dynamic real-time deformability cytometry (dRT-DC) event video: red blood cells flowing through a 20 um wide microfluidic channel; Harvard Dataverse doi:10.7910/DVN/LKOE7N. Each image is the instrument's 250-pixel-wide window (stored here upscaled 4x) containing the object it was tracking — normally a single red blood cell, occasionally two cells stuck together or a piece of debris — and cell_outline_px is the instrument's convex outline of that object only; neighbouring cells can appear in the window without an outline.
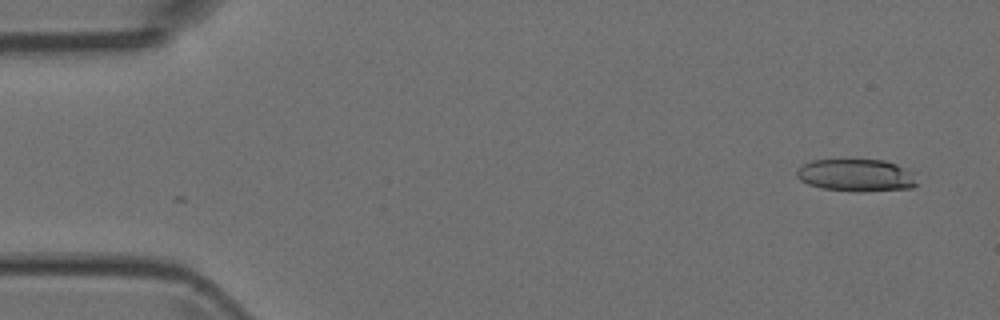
{"species": "Egyptian fruit bat (a non-hibernating species)", "species_latin": "Rousettus aegyptiacus", "temperature_condition": "room temperature", "stored_images_in_passage": 2, "camera_frame_rate_fps": 3000, "um_per_image_px": 0.085, "animal": {"sex": "female"}, "frame": {"image": 1, "passage_image": 1, "time_ms": 0.0, "image_size_px": [1000, 320], "cell_outline_px": [[916, 184], [912, 188], [864, 192], [852, 192], [820, 188], [808, 184], [800, 180], [796, 176], [796, 172], [804, 164], [812, 160], [852, 156], [884, 160], [896, 164], [912, 172]], "centroid_in_image_um": [72.73, 14.85], "position_along_channel_um": 12.3, "area_um2": 23.76}}